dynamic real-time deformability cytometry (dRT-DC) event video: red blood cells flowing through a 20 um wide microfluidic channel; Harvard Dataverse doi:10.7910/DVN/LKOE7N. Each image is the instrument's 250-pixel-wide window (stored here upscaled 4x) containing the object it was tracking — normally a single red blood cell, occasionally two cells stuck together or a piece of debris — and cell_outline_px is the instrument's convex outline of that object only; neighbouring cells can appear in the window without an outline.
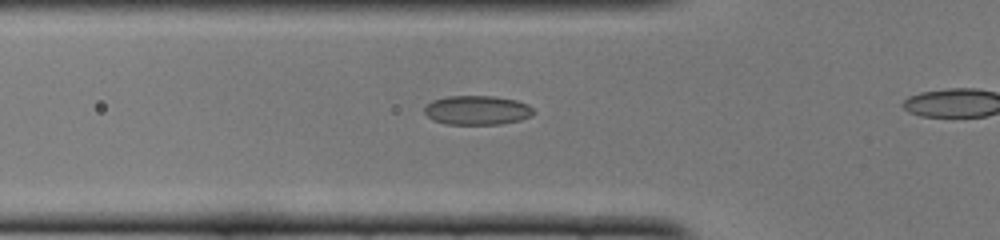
{"species": "common noctule bat (a hibernating species)", "species_latin": "Nyctalus noctula", "temperature_condition": "cold", "stored_images_in_passage": 18, "camera_frame_rate_fps": 3000, "um_per_image_px": 0.085, "animal": {"sex": "female", "body_mass_g": 22.0, "forearm_length_mm": 56.7}, "frame": {"image": 1, "passage_image": 13, "time_ms": 4.0, "image_size_px": [1000, 240], "cell_outline_px": [[536, 112], [532, 116], [520, 120], [500, 124], [444, 124], [432, 120], [424, 112], [424, 108], [432, 100], [448, 96], [492, 96], [516, 100], [528, 104]], "centroid_in_image_um": [40.56, 9.37], "position_along_channel_um": 85.2, "area_um2": 18.67}}
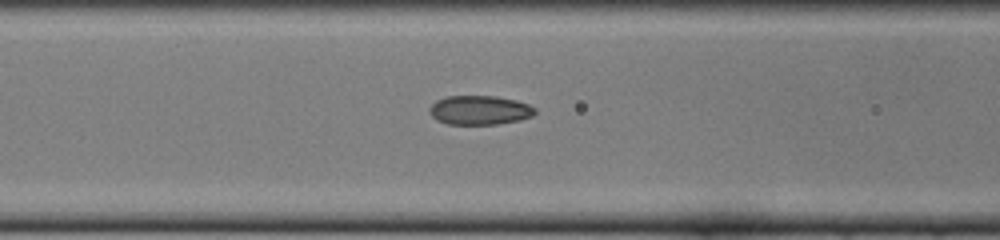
{"frame": {"image": 2, "passage_image": 16, "time_ms": 5.0, "image_size_px": [1000, 240], "cell_outline_px": [[536, 112], [532, 116], [520, 120], [496, 124], [448, 124], [436, 120], [428, 112], [428, 108], [436, 100], [444, 96], [496, 96], [516, 100], [528, 104], [536, 108]], "centroid_in_image_um": [40.75, 9.36], "position_along_channel_um": 125.9, "area_um2": 18.09}}